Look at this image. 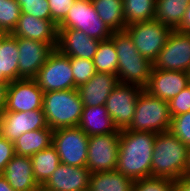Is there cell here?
Masks as SVG:
<instances>
[{
  "instance_id": "obj_1",
  "label": "cell",
  "mask_w": 190,
  "mask_h": 191,
  "mask_svg": "<svg viewBox=\"0 0 190 191\" xmlns=\"http://www.w3.org/2000/svg\"><path fill=\"white\" fill-rule=\"evenodd\" d=\"M156 133L120 130L116 170L133 181L151 177Z\"/></svg>"
},
{
  "instance_id": "obj_2",
  "label": "cell",
  "mask_w": 190,
  "mask_h": 191,
  "mask_svg": "<svg viewBox=\"0 0 190 191\" xmlns=\"http://www.w3.org/2000/svg\"><path fill=\"white\" fill-rule=\"evenodd\" d=\"M110 39L118 55L119 83L138 85L144 89L150 79L153 63L138 52L126 30L113 31Z\"/></svg>"
},
{
  "instance_id": "obj_3",
  "label": "cell",
  "mask_w": 190,
  "mask_h": 191,
  "mask_svg": "<svg viewBox=\"0 0 190 191\" xmlns=\"http://www.w3.org/2000/svg\"><path fill=\"white\" fill-rule=\"evenodd\" d=\"M188 147L170 131L156 134L151 177L177 180L185 174Z\"/></svg>"
},
{
  "instance_id": "obj_4",
  "label": "cell",
  "mask_w": 190,
  "mask_h": 191,
  "mask_svg": "<svg viewBox=\"0 0 190 191\" xmlns=\"http://www.w3.org/2000/svg\"><path fill=\"white\" fill-rule=\"evenodd\" d=\"M42 109L47 125L52 130L78 127L83 103L77 88L51 91L44 93Z\"/></svg>"
},
{
  "instance_id": "obj_5",
  "label": "cell",
  "mask_w": 190,
  "mask_h": 191,
  "mask_svg": "<svg viewBox=\"0 0 190 191\" xmlns=\"http://www.w3.org/2000/svg\"><path fill=\"white\" fill-rule=\"evenodd\" d=\"M171 119L168 102L142 89L133 120L127 130L164 133L170 130Z\"/></svg>"
},
{
  "instance_id": "obj_6",
  "label": "cell",
  "mask_w": 190,
  "mask_h": 191,
  "mask_svg": "<svg viewBox=\"0 0 190 191\" xmlns=\"http://www.w3.org/2000/svg\"><path fill=\"white\" fill-rule=\"evenodd\" d=\"M58 29H77L87 36L103 41L110 39L112 30L100 19L91 0H75Z\"/></svg>"
},
{
  "instance_id": "obj_7",
  "label": "cell",
  "mask_w": 190,
  "mask_h": 191,
  "mask_svg": "<svg viewBox=\"0 0 190 191\" xmlns=\"http://www.w3.org/2000/svg\"><path fill=\"white\" fill-rule=\"evenodd\" d=\"M138 52L152 63L165 46L172 29L158 20L137 22L126 26Z\"/></svg>"
},
{
  "instance_id": "obj_8",
  "label": "cell",
  "mask_w": 190,
  "mask_h": 191,
  "mask_svg": "<svg viewBox=\"0 0 190 191\" xmlns=\"http://www.w3.org/2000/svg\"><path fill=\"white\" fill-rule=\"evenodd\" d=\"M89 136L79 127L53 130L52 145L56 148L60 163L70 166H86Z\"/></svg>"
},
{
  "instance_id": "obj_9",
  "label": "cell",
  "mask_w": 190,
  "mask_h": 191,
  "mask_svg": "<svg viewBox=\"0 0 190 191\" xmlns=\"http://www.w3.org/2000/svg\"><path fill=\"white\" fill-rule=\"evenodd\" d=\"M33 79L44 93L74 89L70 57L54 49Z\"/></svg>"
},
{
  "instance_id": "obj_10",
  "label": "cell",
  "mask_w": 190,
  "mask_h": 191,
  "mask_svg": "<svg viewBox=\"0 0 190 191\" xmlns=\"http://www.w3.org/2000/svg\"><path fill=\"white\" fill-rule=\"evenodd\" d=\"M120 132L89 136L86 167L90 173L115 171Z\"/></svg>"
},
{
  "instance_id": "obj_11",
  "label": "cell",
  "mask_w": 190,
  "mask_h": 191,
  "mask_svg": "<svg viewBox=\"0 0 190 191\" xmlns=\"http://www.w3.org/2000/svg\"><path fill=\"white\" fill-rule=\"evenodd\" d=\"M153 68L188 73L190 70V33L172 29L165 46L153 62Z\"/></svg>"
},
{
  "instance_id": "obj_12",
  "label": "cell",
  "mask_w": 190,
  "mask_h": 191,
  "mask_svg": "<svg viewBox=\"0 0 190 191\" xmlns=\"http://www.w3.org/2000/svg\"><path fill=\"white\" fill-rule=\"evenodd\" d=\"M142 87L119 83L110 93L105 107L118 130L127 129L133 120Z\"/></svg>"
},
{
  "instance_id": "obj_13",
  "label": "cell",
  "mask_w": 190,
  "mask_h": 191,
  "mask_svg": "<svg viewBox=\"0 0 190 191\" xmlns=\"http://www.w3.org/2000/svg\"><path fill=\"white\" fill-rule=\"evenodd\" d=\"M17 45L18 79H33L57 47V44H46L22 37L17 38Z\"/></svg>"
},
{
  "instance_id": "obj_14",
  "label": "cell",
  "mask_w": 190,
  "mask_h": 191,
  "mask_svg": "<svg viewBox=\"0 0 190 191\" xmlns=\"http://www.w3.org/2000/svg\"><path fill=\"white\" fill-rule=\"evenodd\" d=\"M44 92L34 79H18L8 84L5 111L42 109Z\"/></svg>"
},
{
  "instance_id": "obj_15",
  "label": "cell",
  "mask_w": 190,
  "mask_h": 191,
  "mask_svg": "<svg viewBox=\"0 0 190 191\" xmlns=\"http://www.w3.org/2000/svg\"><path fill=\"white\" fill-rule=\"evenodd\" d=\"M43 109L23 112H2V136L14 142L19 136L28 131L47 128Z\"/></svg>"
},
{
  "instance_id": "obj_16",
  "label": "cell",
  "mask_w": 190,
  "mask_h": 191,
  "mask_svg": "<svg viewBox=\"0 0 190 191\" xmlns=\"http://www.w3.org/2000/svg\"><path fill=\"white\" fill-rule=\"evenodd\" d=\"M190 84V77L184 71L158 70L152 68L147 86L151 95L169 102Z\"/></svg>"
},
{
  "instance_id": "obj_17",
  "label": "cell",
  "mask_w": 190,
  "mask_h": 191,
  "mask_svg": "<svg viewBox=\"0 0 190 191\" xmlns=\"http://www.w3.org/2000/svg\"><path fill=\"white\" fill-rule=\"evenodd\" d=\"M90 171L86 166L60 163L40 187L43 191H81L89 188Z\"/></svg>"
},
{
  "instance_id": "obj_18",
  "label": "cell",
  "mask_w": 190,
  "mask_h": 191,
  "mask_svg": "<svg viewBox=\"0 0 190 191\" xmlns=\"http://www.w3.org/2000/svg\"><path fill=\"white\" fill-rule=\"evenodd\" d=\"M100 40L87 36L77 29H58L56 49L68 57L93 60Z\"/></svg>"
},
{
  "instance_id": "obj_19",
  "label": "cell",
  "mask_w": 190,
  "mask_h": 191,
  "mask_svg": "<svg viewBox=\"0 0 190 191\" xmlns=\"http://www.w3.org/2000/svg\"><path fill=\"white\" fill-rule=\"evenodd\" d=\"M13 36L31 39L46 44H57L58 26L52 20H43L30 14L21 13Z\"/></svg>"
},
{
  "instance_id": "obj_20",
  "label": "cell",
  "mask_w": 190,
  "mask_h": 191,
  "mask_svg": "<svg viewBox=\"0 0 190 191\" xmlns=\"http://www.w3.org/2000/svg\"><path fill=\"white\" fill-rule=\"evenodd\" d=\"M118 84L117 75L96 72L88 82L77 88L83 107L105 105L110 93Z\"/></svg>"
},
{
  "instance_id": "obj_21",
  "label": "cell",
  "mask_w": 190,
  "mask_h": 191,
  "mask_svg": "<svg viewBox=\"0 0 190 191\" xmlns=\"http://www.w3.org/2000/svg\"><path fill=\"white\" fill-rule=\"evenodd\" d=\"M15 191H39L40 186L33 174L31 157L14 155L3 174Z\"/></svg>"
},
{
  "instance_id": "obj_22",
  "label": "cell",
  "mask_w": 190,
  "mask_h": 191,
  "mask_svg": "<svg viewBox=\"0 0 190 191\" xmlns=\"http://www.w3.org/2000/svg\"><path fill=\"white\" fill-rule=\"evenodd\" d=\"M78 127L88 136L120 132L105 105L83 107Z\"/></svg>"
},
{
  "instance_id": "obj_23",
  "label": "cell",
  "mask_w": 190,
  "mask_h": 191,
  "mask_svg": "<svg viewBox=\"0 0 190 191\" xmlns=\"http://www.w3.org/2000/svg\"><path fill=\"white\" fill-rule=\"evenodd\" d=\"M52 135L49 127L23 133L14 141L15 154L31 157L52 144Z\"/></svg>"
},
{
  "instance_id": "obj_24",
  "label": "cell",
  "mask_w": 190,
  "mask_h": 191,
  "mask_svg": "<svg viewBox=\"0 0 190 191\" xmlns=\"http://www.w3.org/2000/svg\"><path fill=\"white\" fill-rule=\"evenodd\" d=\"M134 181L121 172L109 171L90 174L91 191H132Z\"/></svg>"
},
{
  "instance_id": "obj_25",
  "label": "cell",
  "mask_w": 190,
  "mask_h": 191,
  "mask_svg": "<svg viewBox=\"0 0 190 191\" xmlns=\"http://www.w3.org/2000/svg\"><path fill=\"white\" fill-rule=\"evenodd\" d=\"M100 19L112 30L126 28L123 0H91Z\"/></svg>"
},
{
  "instance_id": "obj_26",
  "label": "cell",
  "mask_w": 190,
  "mask_h": 191,
  "mask_svg": "<svg viewBox=\"0 0 190 191\" xmlns=\"http://www.w3.org/2000/svg\"><path fill=\"white\" fill-rule=\"evenodd\" d=\"M190 0H156L154 19L171 29H177Z\"/></svg>"
},
{
  "instance_id": "obj_27",
  "label": "cell",
  "mask_w": 190,
  "mask_h": 191,
  "mask_svg": "<svg viewBox=\"0 0 190 191\" xmlns=\"http://www.w3.org/2000/svg\"><path fill=\"white\" fill-rule=\"evenodd\" d=\"M31 161L34 178L40 187L51 177L60 164L59 155L52 144L32 155Z\"/></svg>"
},
{
  "instance_id": "obj_28",
  "label": "cell",
  "mask_w": 190,
  "mask_h": 191,
  "mask_svg": "<svg viewBox=\"0 0 190 191\" xmlns=\"http://www.w3.org/2000/svg\"><path fill=\"white\" fill-rule=\"evenodd\" d=\"M0 59L3 64V76L9 81L18 80L19 51L17 37L2 32Z\"/></svg>"
},
{
  "instance_id": "obj_29",
  "label": "cell",
  "mask_w": 190,
  "mask_h": 191,
  "mask_svg": "<svg viewBox=\"0 0 190 191\" xmlns=\"http://www.w3.org/2000/svg\"><path fill=\"white\" fill-rule=\"evenodd\" d=\"M123 5L126 26L154 19L156 0H123Z\"/></svg>"
},
{
  "instance_id": "obj_30",
  "label": "cell",
  "mask_w": 190,
  "mask_h": 191,
  "mask_svg": "<svg viewBox=\"0 0 190 191\" xmlns=\"http://www.w3.org/2000/svg\"><path fill=\"white\" fill-rule=\"evenodd\" d=\"M93 63L96 72L117 75L118 55L111 39L100 41Z\"/></svg>"
},
{
  "instance_id": "obj_31",
  "label": "cell",
  "mask_w": 190,
  "mask_h": 191,
  "mask_svg": "<svg viewBox=\"0 0 190 191\" xmlns=\"http://www.w3.org/2000/svg\"><path fill=\"white\" fill-rule=\"evenodd\" d=\"M21 15L16 0H0V32L12 33Z\"/></svg>"
},
{
  "instance_id": "obj_32",
  "label": "cell",
  "mask_w": 190,
  "mask_h": 191,
  "mask_svg": "<svg viewBox=\"0 0 190 191\" xmlns=\"http://www.w3.org/2000/svg\"><path fill=\"white\" fill-rule=\"evenodd\" d=\"M71 69L74 78V88L88 82L96 73L93 60L70 57Z\"/></svg>"
},
{
  "instance_id": "obj_33",
  "label": "cell",
  "mask_w": 190,
  "mask_h": 191,
  "mask_svg": "<svg viewBox=\"0 0 190 191\" xmlns=\"http://www.w3.org/2000/svg\"><path fill=\"white\" fill-rule=\"evenodd\" d=\"M132 191H175V180L149 177L134 181Z\"/></svg>"
},
{
  "instance_id": "obj_34",
  "label": "cell",
  "mask_w": 190,
  "mask_h": 191,
  "mask_svg": "<svg viewBox=\"0 0 190 191\" xmlns=\"http://www.w3.org/2000/svg\"><path fill=\"white\" fill-rule=\"evenodd\" d=\"M169 131L190 147V111L172 117Z\"/></svg>"
},
{
  "instance_id": "obj_35",
  "label": "cell",
  "mask_w": 190,
  "mask_h": 191,
  "mask_svg": "<svg viewBox=\"0 0 190 191\" xmlns=\"http://www.w3.org/2000/svg\"><path fill=\"white\" fill-rule=\"evenodd\" d=\"M21 13L30 14L43 20H52L48 0H23L19 4Z\"/></svg>"
},
{
  "instance_id": "obj_36",
  "label": "cell",
  "mask_w": 190,
  "mask_h": 191,
  "mask_svg": "<svg viewBox=\"0 0 190 191\" xmlns=\"http://www.w3.org/2000/svg\"><path fill=\"white\" fill-rule=\"evenodd\" d=\"M171 118L190 111V84L169 102Z\"/></svg>"
},
{
  "instance_id": "obj_37",
  "label": "cell",
  "mask_w": 190,
  "mask_h": 191,
  "mask_svg": "<svg viewBox=\"0 0 190 191\" xmlns=\"http://www.w3.org/2000/svg\"><path fill=\"white\" fill-rule=\"evenodd\" d=\"M75 0H48L52 21L58 26L68 14Z\"/></svg>"
},
{
  "instance_id": "obj_38",
  "label": "cell",
  "mask_w": 190,
  "mask_h": 191,
  "mask_svg": "<svg viewBox=\"0 0 190 191\" xmlns=\"http://www.w3.org/2000/svg\"><path fill=\"white\" fill-rule=\"evenodd\" d=\"M15 155L14 151V142L9 141L5 137H0V175L3 174V171L8 164V162Z\"/></svg>"
},
{
  "instance_id": "obj_39",
  "label": "cell",
  "mask_w": 190,
  "mask_h": 191,
  "mask_svg": "<svg viewBox=\"0 0 190 191\" xmlns=\"http://www.w3.org/2000/svg\"><path fill=\"white\" fill-rule=\"evenodd\" d=\"M175 191H190V176L184 174L175 180Z\"/></svg>"
},
{
  "instance_id": "obj_40",
  "label": "cell",
  "mask_w": 190,
  "mask_h": 191,
  "mask_svg": "<svg viewBox=\"0 0 190 191\" xmlns=\"http://www.w3.org/2000/svg\"><path fill=\"white\" fill-rule=\"evenodd\" d=\"M178 31L190 33V2L185 11L184 17L180 26L177 28Z\"/></svg>"
},
{
  "instance_id": "obj_41",
  "label": "cell",
  "mask_w": 190,
  "mask_h": 191,
  "mask_svg": "<svg viewBox=\"0 0 190 191\" xmlns=\"http://www.w3.org/2000/svg\"><path fill=\"white\" fill-rule=\"evenodd\" d=\"M8 84L0 83V112L5 110Z\"/></svg>"
},
{
  "instance_id": "obj_42",
  "label": "cell",
  "mask_w": 190,
  "mask_h": 191,
  "mask_svg": "<svg viewBox=\"0 0 190 191\" xmlns=\"http://www.w3.org/2000/svg\"><path fill=\"white\" fill-rule=\"evenodd\" d=\"M0 191H15L3 175L0 176Z\"/></svg>"
},
{
  "instance_id": "obj_43",
  "label": "cell",
  "mask_w": 190,
  "mask_h": 191,
  "mask_svg": "<svg viewBox=\"0 0 190 191\" xmlns=\"http://www.w3.org/2000/svg\"><path fill=\"white\" fill-rule=\"evenodd\" d=\"M0 83H10V82L3 76V64H2V59H0Z\"/></svg>"
},
{
  "instance_id": "obj_44",
  "label": "cell",
  "mask_w": 190,
  "mask_h": 191,
  "mask_svg": "<svg viewBox=\"0 0 190 191\" xmlns=\"http://www.w3.org/2000/svg\"><path fill=\"white\" fill-rule=\"evenodd\" d=\"M185 174L190 176V147H188L187 166H186Z\"/></svg>"
},
{
  "instance_id": "obj_45",
  "label": "cell",
  "mask_w": 190,
  "mask_h": 191,
  "mask_svg": "<svg viewBox=\"0 0 190 191\" xmlns=\"http://www.w3.org/2000/svg\"><path fill=\"white\" fill-rule=\"evenodd\" d=\"M2 136V112H0V137Z\"/></svg>"
},
{
  "instance_id": "obj_46",
  "label": "cell",
  "mask_w": 190,
  "mask_h": 191,
  "mask_svg": "<svg viewBox=\"0 0 190 191\" xmlns=\"http://www.w3.org/2000/svg\"><path fill=\"white\" fill-rule=\"evenodd\" d=\"M18 4H23V0H16Z\"/></svg>"
},
{
  "instance_id": "obj_47",
  "label": "cell",
  "mask_w": 190,
  "mask_h": 191,
  "mask_svg": "<svg viewBox=\"0 0 190 191\" xmlns=\"http://www.w3.org/2000/svg\"><path fill=\"white\" fill-rule=\"evenodd\" d=\"M1 41H2V32H0V46H1Z\"/></svg>"
},
{
  "instance_id": "obj_48",
  "label": "cell",
  "mask_w": 190,
  "mask_h": 191,
  "mask_svg": "<svg viewBox=\"0 0 190 191\" xmlns=\"http://www.w3.org/2000/svg\"><path fill=\"white\" fill-rule=\"evenodd\" d=\"M81 191H91L89 188L85 189V190H81Z\"/></svg>"
}]
</instances>
